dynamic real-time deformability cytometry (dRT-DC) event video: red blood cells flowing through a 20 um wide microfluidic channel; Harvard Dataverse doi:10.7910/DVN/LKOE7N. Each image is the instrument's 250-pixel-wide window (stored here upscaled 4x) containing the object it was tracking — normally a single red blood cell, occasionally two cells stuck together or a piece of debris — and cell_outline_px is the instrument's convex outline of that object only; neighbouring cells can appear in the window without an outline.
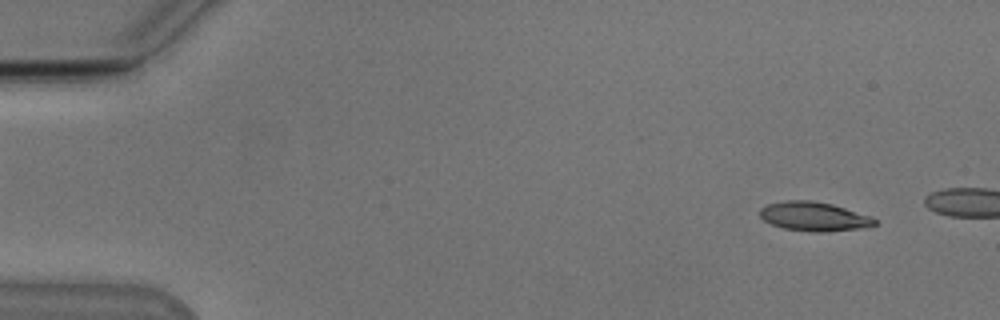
{"species": "Egyptian fruit bat (a non-hibernating species)", "species_latin": "Rousettus aegyptiacus", "temperature_condition": "cold", "stored_images_in_passage": 13, "camera_frame_rate_fps": 3000, "um_per_image_px": 0.085, "animal": {"sex": "male"}, "frame": {"image": 1, "passage_image": 4, "time_ms": 1.0, "image_size_px": [1000, 320], "cell_outline_px": [[876, 224], [864, 228], [824, 232], [812, 232], [784, 228], [772, 224], [764, 220], [760, 216], [760, 208], [768, 204], [784, 200], [812, 200], [832, 204], [872, 216], [876, 220]], "centroid_in_image_um": [69.2, 18.39], "position_along_channel_um": 15.8, "area_um2": 19.54}}